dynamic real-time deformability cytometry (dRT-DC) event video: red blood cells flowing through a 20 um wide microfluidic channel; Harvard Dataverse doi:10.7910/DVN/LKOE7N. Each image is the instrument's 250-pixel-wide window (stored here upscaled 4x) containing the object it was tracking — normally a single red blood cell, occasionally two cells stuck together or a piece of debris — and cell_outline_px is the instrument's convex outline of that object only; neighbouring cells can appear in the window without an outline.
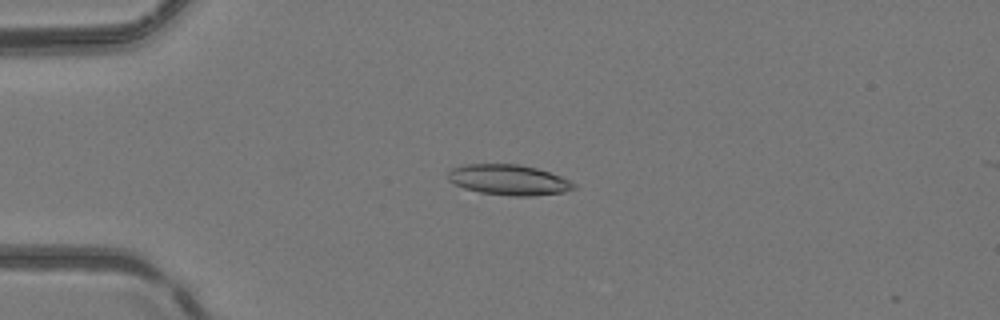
{"species": "common noctule bat (a hibernating species)", "species_latin": "Nyctalus noctula", "temperature_condition": "room temperature", "stored_images_in_passage": 51, "camera_frame_rate_fps": 3000, "um_per_image_px": 0.085, "animal": {"sex": "female", "body_mass_g": 24.6, "forearm_length_mm": 56.2}, "frame": {"image": 1, "passage_image": 14, "time_ms": 4.333, "image_size_px": [1000, 320], "cell_outline_px": [[576, 188], [564, 192], [532, 196], [512, 196], [480, 192], [464, 188], [448, 180], [448, 172], [452, 168], [464, 164], [520, 164], [536, 168], [560, 176], [576, 184]], "centroid_in_image_um": [43.24, 15.28], "position_along_channel_um": 41.8, "area_um2": 22.25}}
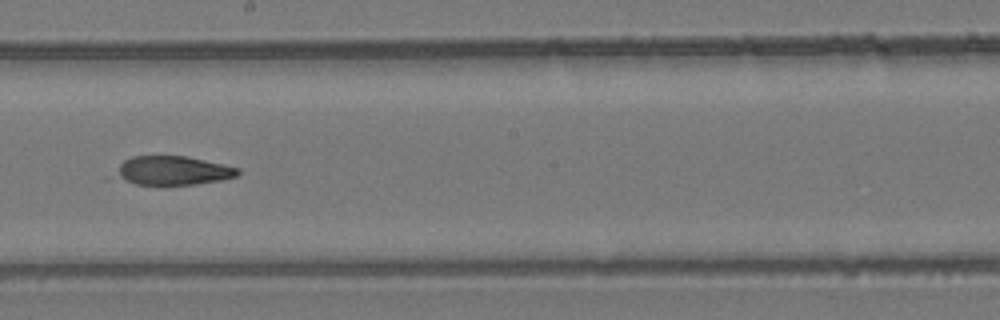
{"frame": {"image": 2, "passage_image": 30, "time_ms": 9.667, "image_size_px": [1000, 320], "cell_outline_px": [[240, 172], [236, 176], [220, 180], [196, 184], [160, 188], [136, 184], [120, 176], [120, 164], [124, 160], [132, 156], [188, 156], [224, 164], [240, 168]], "centroid_in_image_um": [14.78, 14.53], "position_along_channel_um": 233.4, "area_um2": 20.87}}
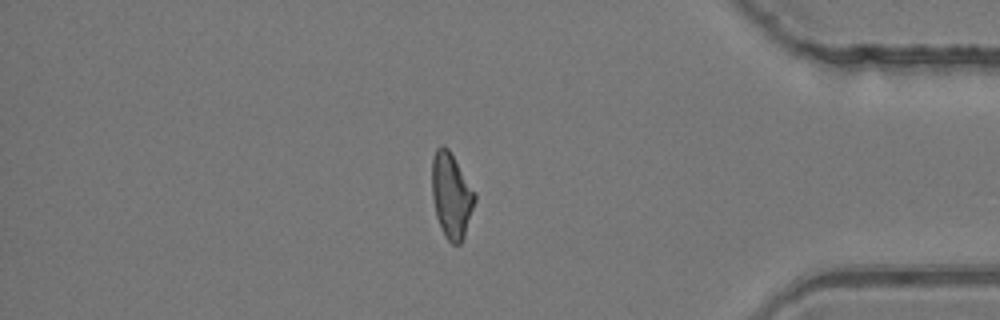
{"frame": {"image": 3, "passage_image": 44, "time_ms": 14.333, "image_size_px": [1000, 320], "cell_outline_px": [[476, 200], [464, 236], [460, 244], [452, 244], [444, 236], [436, 216], [432, 196], [432, 160], [436, 148], [440, 144], [444, 144], [448, 148], [476, 192]], "centroid_in_image_um": [38.37, 16.59], "position_along_channel_um": 396.8, "area_um2": 21.39}, "authors_computed_cell_mechanics": {"area_um2": 21.675, "velocity_mm_per_s": 4.1633, "shape_relaxation_time_tau1_ms": null, "shape_relaxation_time_tau2_ms": 6.7442, "deformation_change_tau1": null, "deformation_change_tau2": 0.1668}}